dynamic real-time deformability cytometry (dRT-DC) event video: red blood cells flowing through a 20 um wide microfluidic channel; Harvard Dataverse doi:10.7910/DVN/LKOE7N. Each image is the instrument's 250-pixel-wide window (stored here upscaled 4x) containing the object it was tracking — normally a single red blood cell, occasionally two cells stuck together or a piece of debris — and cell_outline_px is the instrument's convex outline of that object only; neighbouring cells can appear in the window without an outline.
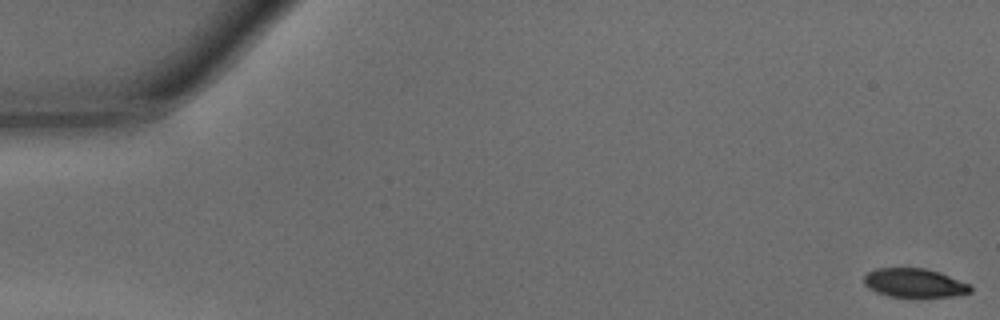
{"species": "common noctule bat (a hibernating species)", "species_latin": "Nyctalus noctula", "temperature_condition": "warm", "stored_images_in_passage": 15, "camera_frame_rate_fps": 3000, "um_per_image_px": 0.085, "animal": {"sex": "male", "body_mass_g": 15.6}, "frame": {"image": 1, "passage_image": 1, "time_ms": 0.0, "image_size_px": [1000, 320], "cell_outline_px": [[972, 292], [956, 296], [912, 300], [888, 296], [876, 292], [868, 288], [864, 284], [864, 276], [868, 272], [876, 268], [924, 268], [940, 272], [972, 284]], "centroid_in_image_um": [77.77, 24.1], "position_along_channel_um": 7.2, "area_um2": 18.96}}
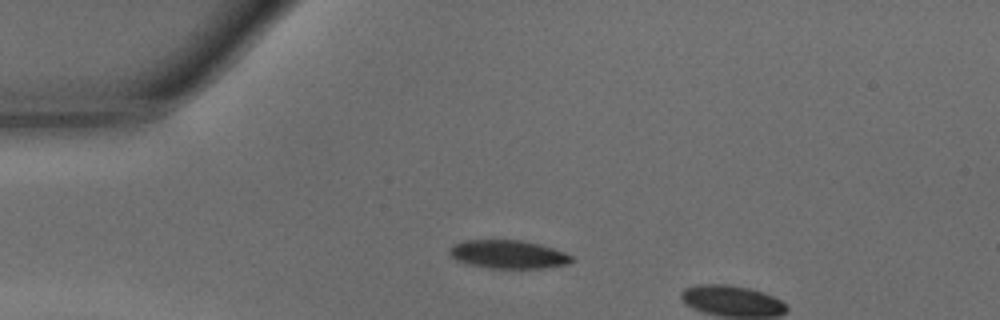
{"frame": {"image": 2, "passage_image": 12, "time_ms": 3.667, "image_size_px": [1000, 320], "cell_outline_px": [[572, 260], [568, 264], [544, 268], [488, 268], [468, 264], [456, 260], [448, 256], [448, 248], [452, 244], [464, 240], [520, 240], [540, 244], [564, 252], [572, 256]], "centroid_in_image_um": [43.13, 21.62], "position_along_channel_um": 41.9, "area_um2": 20.35}}